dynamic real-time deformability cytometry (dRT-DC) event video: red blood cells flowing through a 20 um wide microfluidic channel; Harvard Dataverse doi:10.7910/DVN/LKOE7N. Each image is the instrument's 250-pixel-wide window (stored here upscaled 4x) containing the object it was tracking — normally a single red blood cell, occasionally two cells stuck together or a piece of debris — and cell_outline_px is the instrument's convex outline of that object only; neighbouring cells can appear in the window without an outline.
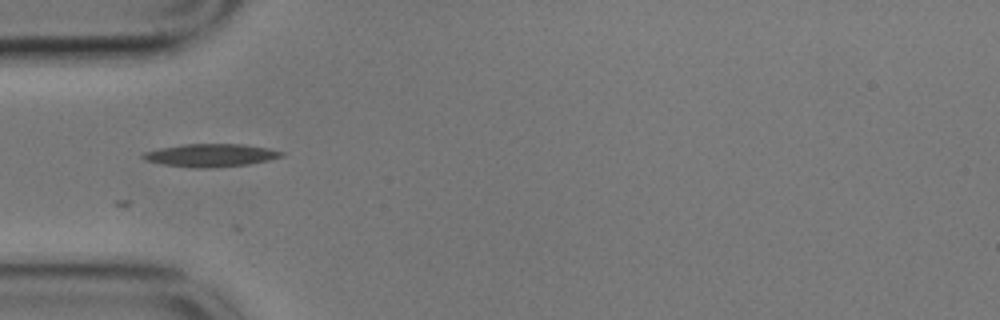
{"species": "common noctule bat (a hibernating species)", "species_latin": "Nyctalus noctula", "temperature_condition": "cold", "stored_images_in_passage": 17, "camera_frame_rate_fps": 3000, "um_per_image_px": 0.085, "animal": {"sex": "male", "body_mass_g": 17.9}, "frame": {"image": 1, "passage_image": 6, "time_ms": 1.667, "image_size_px": [1000, 320], "cell_outline_px": [[284, 156], [268, 160], [248, 164], [208, 168], [192, 168], [164, 164], [144, 160], [140, 156], [144, 152], [160, 148], [184, 144], [244, 144], [268, 148], [284, 152]], "centroid_in_image_um": [17.9, 13.19], "position_along_channel_um": 67.1, "area_um2": 18.44}}
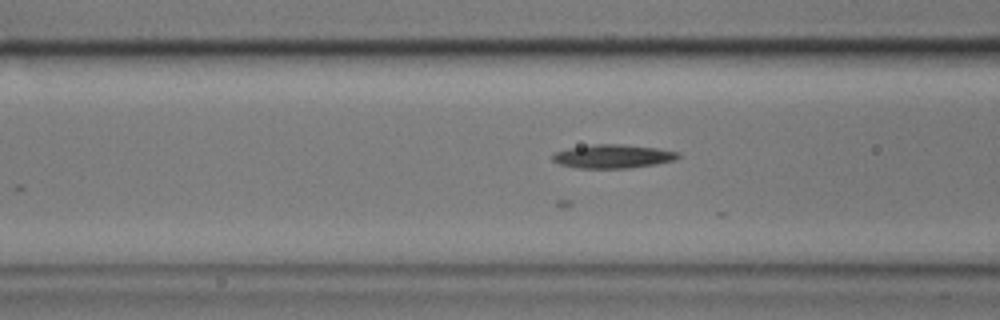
{"frame": {"image": 2, "passage_image": 10, "time_ms": 3.0, "image_size_px": [1000, 320], "cell_outline_px": [[680, 156], [676, 160], [656, 164], [628, 168], [576, 168], [560, 164], [552, 160], [552, 152], [568, 148], [596, 144], [620, 144], [656, 148], [680, 152]], "centroid_in_image_um": [52.08, 13.29], "position_along_channel_um": 114.5, "area_um2": 17.4}}